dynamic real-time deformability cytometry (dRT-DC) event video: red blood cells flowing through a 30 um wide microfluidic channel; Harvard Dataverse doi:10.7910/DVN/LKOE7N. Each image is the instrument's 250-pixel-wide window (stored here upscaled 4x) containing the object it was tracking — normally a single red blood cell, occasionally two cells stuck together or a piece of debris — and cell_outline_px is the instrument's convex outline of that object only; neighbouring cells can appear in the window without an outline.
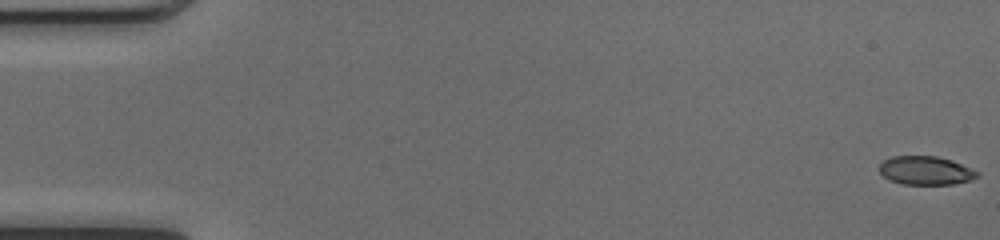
{"species": "common noctule bat (a hibernating species)", "species_latin": "Nyctalus noctula", "temperature_condition": "cold", "stored_images_in_passage": 51, "camera_frame_rate_fps": 3000, "um_per_image_px": 0.085, "animal": {"sex": "female", "body_mass_g": 17.0, "forearm_length_mm": 48.0}, "frame": {"image": 1, "passage_image": 1, "time_ms": 0.0, "image_size_px": [1000, 240], "cell_outline_px": [[980, 176], [972, 180], [952, 184], [900, 184], [888, 180], [880, 172], [880, 164], [884, 160], [892, 156], [936, 156], [952, 160], [972, 168], [980, 172]], "centroid_in_image_um": [78.71, 14.5], "position_along_channel_um": 6.3, "area_um2": 16.47}}
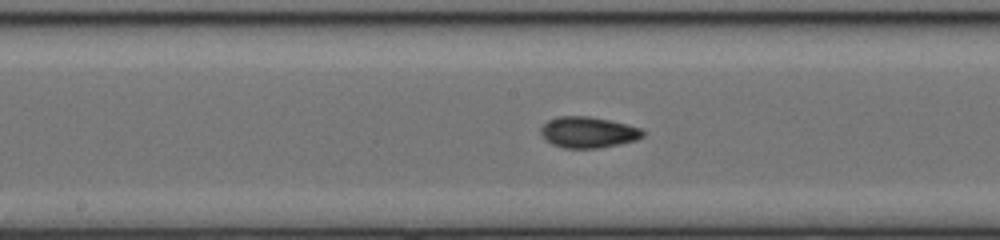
{"frame": {"image": 2, "passage_image": 27, "time_ms": 8.667, "image_size_px": [1000, 240], "cell_outline_px": [[648, 132], [644, 136], [636, 140], [620, 144], [600, 148], [564, 148], [552, 144], [544, 140], [540, 132], [540, 128], [548, 120], [556, 116], [588, 116], [628, 124], [640, 128]], "centroid_in_image_um": [50.0, 11.25], "position_along_channel_um": 198.2, "area_um2": 18.73}}
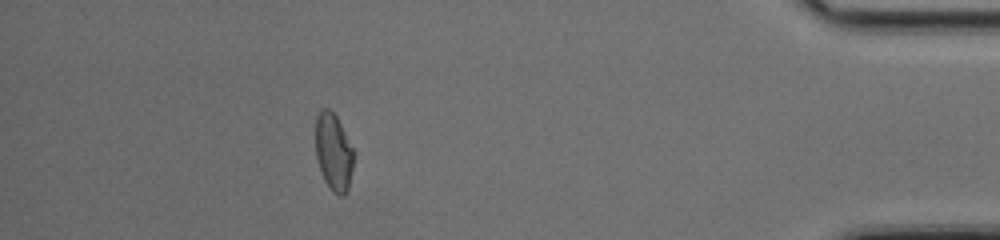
{"frame": {"image": 3, "passage_image": 46, "time_ms": 15.0, "image_size_px": [1000, 240], "cell_outline_px": [[356, 156], [348, 188], [344, 196], [340, 196], [332, 192], [324, 180], [316, 156], [316, 116], [320, 108], [328, 108], [336, 116]], "centroid_in_image_um": [28.36, 12.95], "position_along_channel_um": 406.8, "area_um2": 17.22}, "authors_computed_cell_mechanics": {"area_um2": 17.629, "velocity_mm_per_s": 4.1265, "shape_relaxation_time_tau1_ms": 9.0094, "shape_relaxation_time_tau2_ms": 1.2738, "deformation_change_tau1": 0.2294, "deformation_change_tau2": 0.0647}}